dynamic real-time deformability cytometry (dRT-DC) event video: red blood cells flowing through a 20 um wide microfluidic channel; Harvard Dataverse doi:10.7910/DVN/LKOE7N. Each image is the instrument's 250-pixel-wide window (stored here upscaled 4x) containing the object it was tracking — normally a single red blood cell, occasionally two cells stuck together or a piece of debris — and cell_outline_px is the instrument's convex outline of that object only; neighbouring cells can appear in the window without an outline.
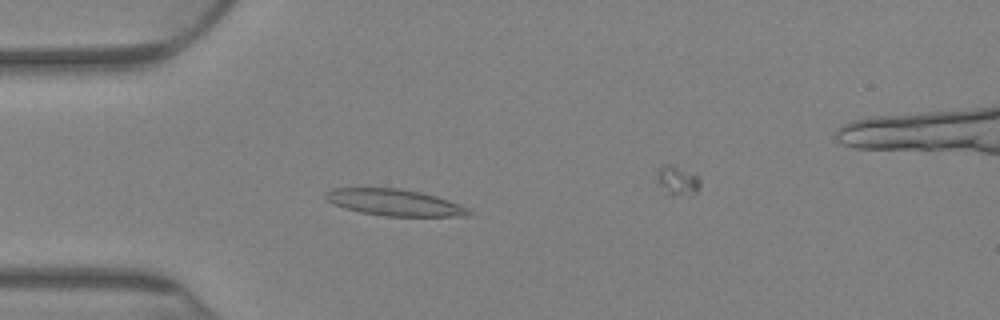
{"species": "Egyptian fruit bat (a non-hibernating species)", "species_latin": "Rousettus aegyptiacus", "temperature_condition": "warm", "stored_images_in_passage": 67, "camera_frame_rate_fps": 3000, "um_per_image_px": 0.085, "animal": {"sex": "female"}, "frame": {"image": 1, "passage_image": 22, "time_ms": 7.0, "image_size_px": [1000, 320], "cell_outline_px": [[476, 212], [472, 216], [384, 216], [360, 212], [344, 208], [332, 204], [324, 200], [324, 196], [332, 188], [396, 188], [420, 192], [436, 196], [460, 204]], "centroid_in_image_um": [33.56, 17.22], "position_along_channel_um": 51.4, "area_um2": 22.31}}
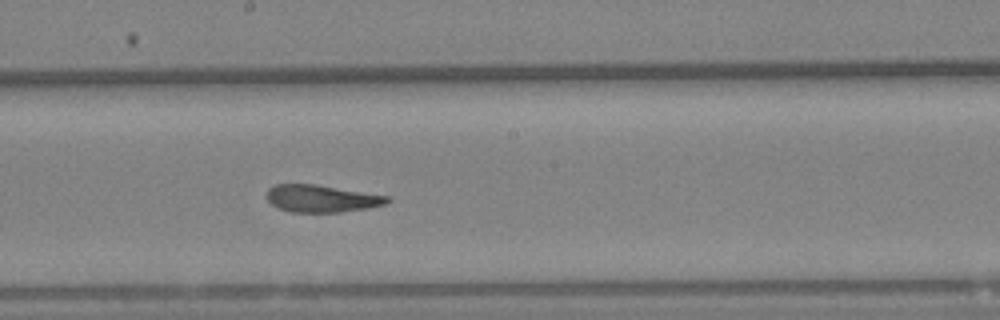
{"frame": {"image": 2, "passage_image": 42, "time_ms": 13.667, "image_size_px": [1000, 320], "cell_outline_px": [[392, 200], [384, 204], [368, 208], [340, 212], [292, 212], [280, 208], [272, 204], [268, 200], [268, 188], [276, 184], [316, 184], [388, 196]], "centroid_in_image_um": [27.35, 16.87], "position_along_channel_um": 220.9, "area_um2": 18.96}}
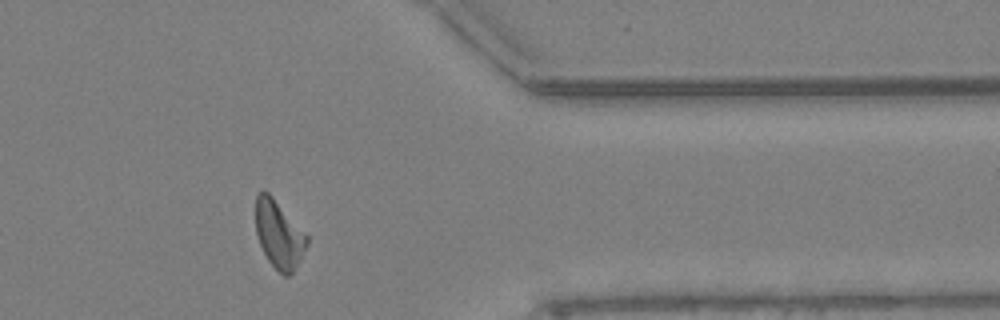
{"frame": {"image": 3, "passage_image": 62, "time_ms": 20.333, "image_size_px": [1000, 320], "cell_outline_px": [[308, 244], [292, 272], [288, 276], [284, 276], [268, 260], [260, 244], [256, 232], [256, 196], [264, 188], [272, 196], [308, 236]], "centroid_in_image_um": [23.7, 19.9], "position_along_channel_um": 387.7, "area_um2": 19.77}, "authors_computed_cell_mechanics": {"area_um2": 20.5768, "velocity_mm_per_s": 2.7238, "shape_relaxation_time_tau1_ms": 11.0573, "shape_relaxation_time_tau2_ms": 3.217, "deformation_change_tau1": 0.2342, "deformation_change_tau2": 0.1103}}